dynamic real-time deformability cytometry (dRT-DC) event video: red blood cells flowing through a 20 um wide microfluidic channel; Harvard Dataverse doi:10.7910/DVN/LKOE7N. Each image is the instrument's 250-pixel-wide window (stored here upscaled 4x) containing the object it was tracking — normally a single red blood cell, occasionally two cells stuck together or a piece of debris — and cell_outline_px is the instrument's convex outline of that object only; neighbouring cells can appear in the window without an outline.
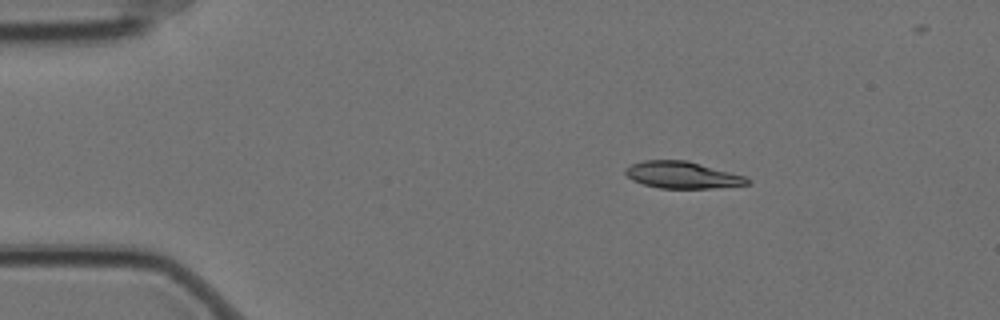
{"species": "Egyptian fruit bat (a non-hibernating species)", "species_latin": "Rousettus aegyptiacus", "temperature_condition": "cold", "stored_images_in_passage": 4, "camera_frame_rate_fps": 3000, "um_per_image_px": 0.085, "animal": {"sex": "female"}, "frame": {"image": 1, "passage_image": 2, "time_ms": 0.333, "image_size_px": [1000, 320], "cell_outline_px": [[752, 184], [712, 188], [660, 188], [644, 184], [632, 180], [624, 172], [624, 168], [632, 164], [644, 160], [684, 160], [700, 164], [744, 176], [752, 180]], "centroid_in_image_um": [57.99, 14.88], "position_along_channel_um": 27.0, "area_um2": 18.9}}